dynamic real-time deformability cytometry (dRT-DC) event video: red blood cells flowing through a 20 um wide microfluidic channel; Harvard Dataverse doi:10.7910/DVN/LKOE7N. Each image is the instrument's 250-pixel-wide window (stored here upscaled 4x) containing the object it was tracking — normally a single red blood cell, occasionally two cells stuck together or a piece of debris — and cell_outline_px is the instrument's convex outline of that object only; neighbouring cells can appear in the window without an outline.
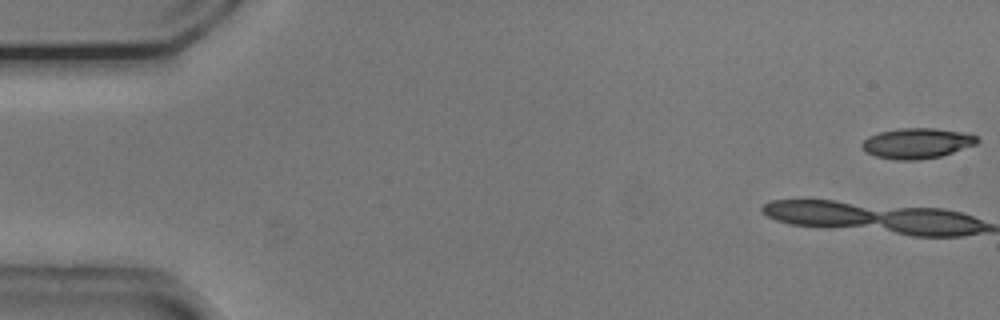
{"species": "common noctule bat (a hibernating species)", "species_latin": "Nyctalus noctula", "temperature_condition": "cold", "stored_images_in_passage": 5, "camera_frame_rate_fps": 3000, "um_per_image_px": 0.085, "animal": {"sex": "male", "body_mass_g": 20.5, "forearm_length_mm": 52.5}, "frame": {"image": 1, "passage_image": 1, "time_ms": 0.0, "image_size_px": [1000, 320], "cell_outline_px": [[980, 140], [976, 144], [940, 156], [920, 160], [896, 160], [876, 156], [864, 152], [860, 148], [860, 144], [868, 136], [880, 132], [900, 128], [932, 128], [960, 132], [976, 136]], "centroid_in_image_um": [77.87, 12.18], "position_along_channel_um": 7.1, "area_um2": 20.35}}